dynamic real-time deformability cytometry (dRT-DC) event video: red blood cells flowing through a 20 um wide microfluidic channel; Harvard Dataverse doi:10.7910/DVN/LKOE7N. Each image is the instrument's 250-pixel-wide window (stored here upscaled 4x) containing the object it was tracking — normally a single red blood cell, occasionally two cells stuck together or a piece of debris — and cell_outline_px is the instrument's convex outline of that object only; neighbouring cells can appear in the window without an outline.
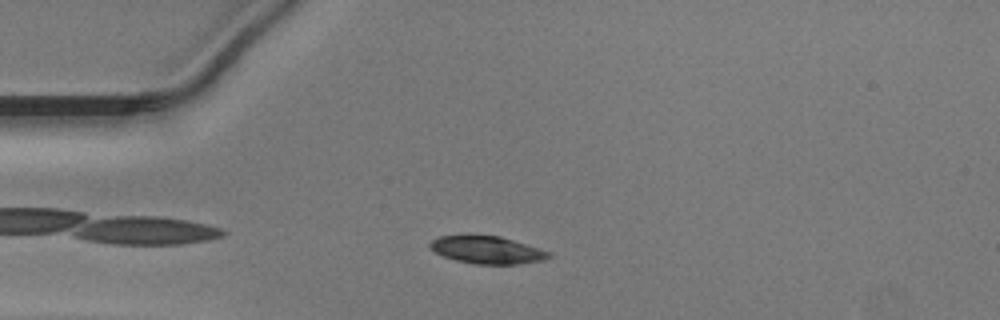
{"species": "Egyptian fruit bat (a non-hibernating species)", "species_latin": "Rousettus aegyptiacus", "temperature_condition": "warm", "stored_images_in_passage": 36, "camera_frame_rate_fps": 3000, "um_per_image_px": 0.085, "animal": {"sex": "male"}, "frame": {"image": 1, "passage_image": 5, "time_ms": 1.333, "image_size_px": [1000, 320], "cell_outline_px": [[552, 256], [544, 260], [520, 264], [476, 264], [456, 260], [444, 256], [436, 252], [428, 244], [432, 240], [440, 236], [468, 232], [500, 236], [540, 248], [552, 252]], "centroid_in_image_um": [41.4, 21.2], "position_along_channel_um": 43.6, "area_um2": 19.71}}
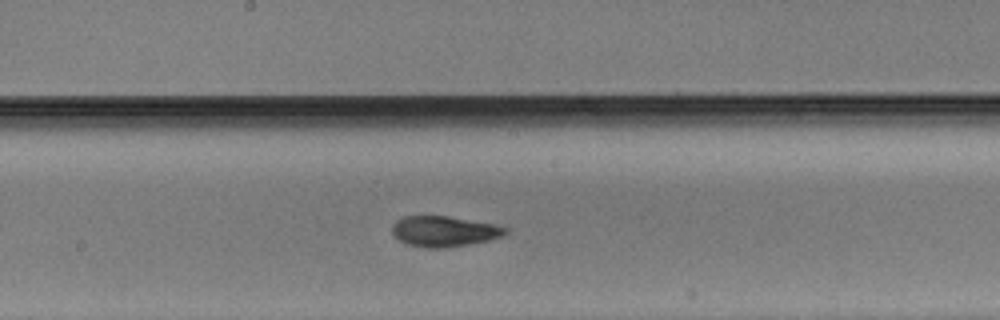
{"frame": {"image": 2, "passage_image": 19, "time_ms": 6.0, "image_size_px": [1000, 320], "cell_outline_px": [[508, 232], [504, 236], [488, 240], [452, 248], [428, 248], [408, 244], [400, 240], [392, 232], [392, 224], [396, 220], [404, 216], [448, 216], [496, 224], [508, 228]], "centroid_in_image_um": [37.79, 19.66], "position_along_channel_um": 210.4, "area_um2": 20.35}}
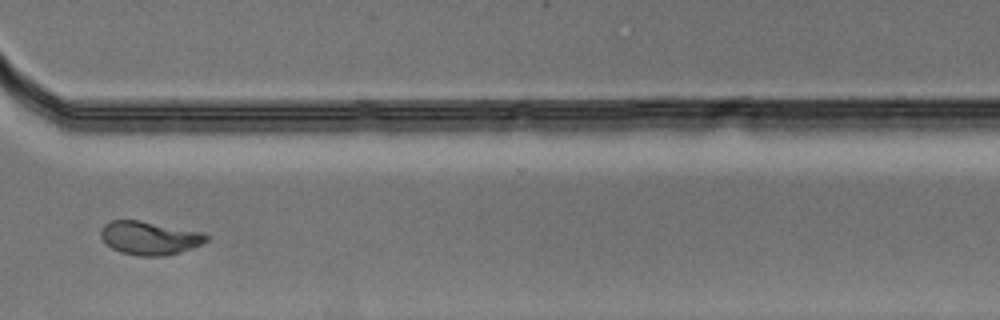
{"frame": {"image": 3, "passage_image": 30, "time_ms": 9.667, "image_size_px": [1000, 320], "cell_outline_px": [[208, 240], [192, 248], [180, 252], [164, 256], [136, 256], [120, 252], [112, 248], [100, 236], [100, 228], [104, 224], [112, 220], [140, 220], [204, 232], [208, 236]], "centroid_in_image_um": [12.71, 20.22], "position_along_channel_um": 357.9, "area_um2": 20.69}}